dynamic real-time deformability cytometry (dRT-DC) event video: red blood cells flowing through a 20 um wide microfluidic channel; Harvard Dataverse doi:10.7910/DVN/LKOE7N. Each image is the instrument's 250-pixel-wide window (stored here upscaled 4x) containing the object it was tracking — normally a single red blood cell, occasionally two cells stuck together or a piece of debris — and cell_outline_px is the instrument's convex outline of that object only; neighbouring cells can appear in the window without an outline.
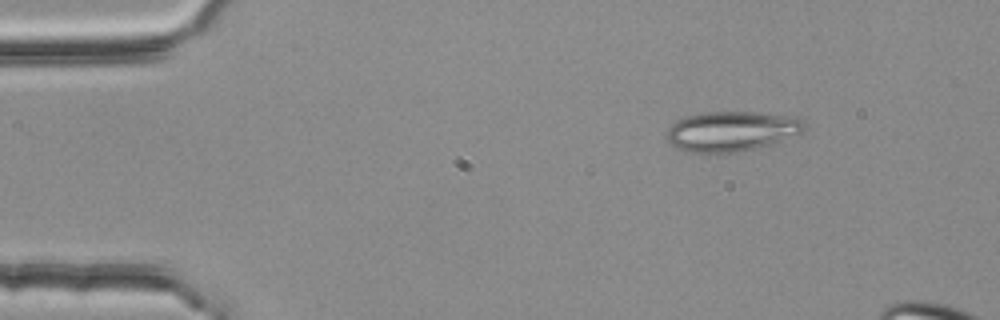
{"species": "common noctule bat (a hibernating species)", "species_latin": "Nyctalus noctula", "temperature_condition": "room temperature", "stored_images_in_passage": 4, "camera_frame_rate_fps": 3000, "um_per_image_px": 0.085, "animal": {"sex": "female", "body_mass_g": 25.1}, "frame": {"image": 1, "passage_image": 2, "time_ms": 0.333, "image_size_px": [1000, 320], "cell_outline_px": [[808, 124], [804, 132], [768, 144], [736, 152], [684, 152], [676, 148], [664, 136], [664, 132], [672, 124], [688, 116], [704, 112], [752, 112], [796, 116], [804, 120]], "centroid_in_image_um": [62.19, 11.14], "position_along_channel_um": 22.8, "area_um2": 32.02}}